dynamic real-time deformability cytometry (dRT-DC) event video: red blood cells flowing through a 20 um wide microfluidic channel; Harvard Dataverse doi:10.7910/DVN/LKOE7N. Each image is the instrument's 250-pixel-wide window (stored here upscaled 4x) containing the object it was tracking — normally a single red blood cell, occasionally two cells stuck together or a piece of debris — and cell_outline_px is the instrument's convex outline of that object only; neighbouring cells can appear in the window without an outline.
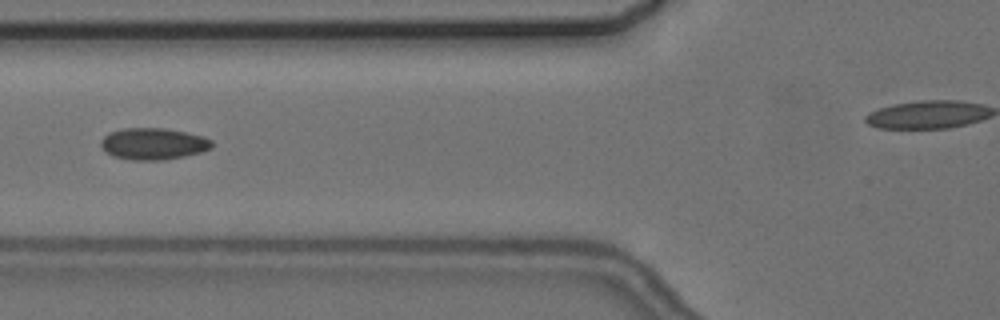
{"species": "common noctule bat (a hibernating species)", "species_latin": "Nyctalus noctula", "temperature_condition": "cold", "stored_images_in_passage": 8, "camera_frame_rate_fps": 3000, "um_per_image_px": 0.085, "animal": {"sex": "female", "body_mass_g": 24.6, "forearm_length_mm": 56.2}, "frame": {"image": 1, "passage_image": 5, "time_ms": 6.0, "image_size_px": [1000, 320], "cell_outline_px": [[212, 148], [200, 152], [184, 156], [164, 160], [132, 160], [112, 156], [100, 144], [100, 140], [108, 132], [124, 128], [164, 128], [204, 136], [212, 140]], "centroid_in_image_um": [13.03, 12.22], "position_along_channel_um": 112.8, "area_um2": 20.46}}
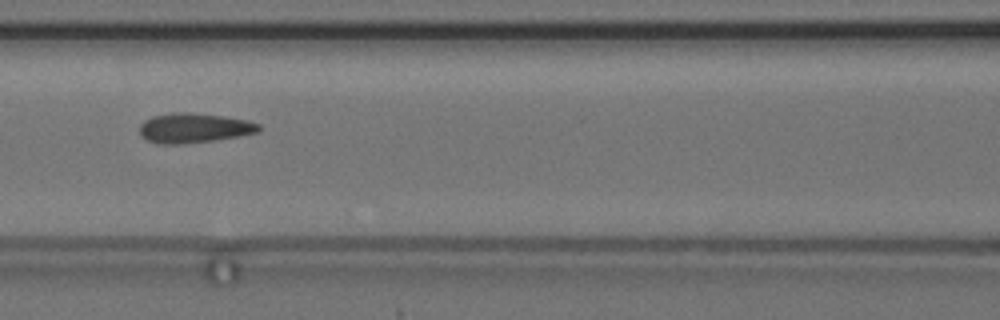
{"frame": {"image": 2, "passage_image": 7, "time_ms": 9.333, "image_size_px": [1000, 320], "cell_outline_px": [[260, 128], [256, 132], [240, 136], [184, 144], [160, 144], [148, 140], [140, 136], [140, 124], [144, 120], [152, 116], [172, 112], [188, 112], [224, 116], [248, 120], [260, 124]], "centroid_in_image_um": [16.46, 10.87], "position_along_channel_um": 150.1, "area_um2": 20.69}}